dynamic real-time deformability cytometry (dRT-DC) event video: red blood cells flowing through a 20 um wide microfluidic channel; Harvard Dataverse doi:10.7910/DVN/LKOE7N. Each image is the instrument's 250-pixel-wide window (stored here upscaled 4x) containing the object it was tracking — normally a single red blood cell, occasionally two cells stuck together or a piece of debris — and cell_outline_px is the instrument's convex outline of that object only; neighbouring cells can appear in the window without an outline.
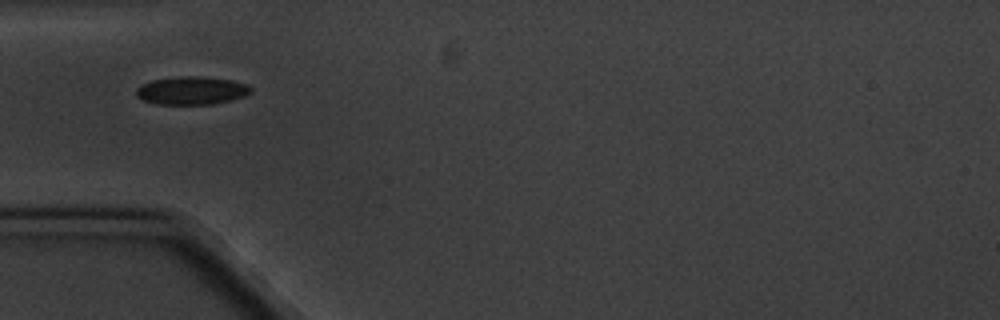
{"species": "common noctule bat (a hibernating species)", "species_latin": "Nyctalus noctula", "temperature_condition": "cold", "stored_images_in_passage": 2, "camera_frame_rate_fps": 3000, "um_per_image_px": 0.085, "animal": {"sex": "male", "body_mass_g": 20.1, "forearm_length_mm": 53.5}, "frame": {"image": 1, "passage_image": 1, "time_ms": 0.0, "image_size_px": [1000, 320], "cell_outline_px": [[252, 92], [244, 96], [232, 100], [212, 104], [156, 104], [144, 100], [136, 96], [136, 88], [140, 84], [152, 80], [176, 76], [200, 76], [232, 80], [248, 84], [252, 88]], "centroid_in_image_um": [16.29, 7.69], "position_along_channel_um": 68.7, "area_um2": 18.96}}